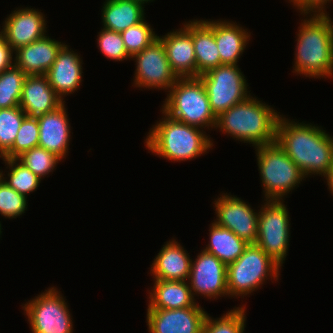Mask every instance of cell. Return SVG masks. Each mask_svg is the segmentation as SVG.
Instances as JSON below:
<instances>
[{
	"label": "cell",
	"mask_w": 333,
	"mask_h": 333,
	"mask_svg": "<svg viewBox=\"0 0 333 333\" xmlns=\"http://www.w3.org/2000/svg\"><path fill=\"white\" fill-rule=\"evenodd\" d=\"M188 280L193 297L196 294L208 299L228 296L227 265L204 250L192 260Z\"/></svg>",
	"instance_id": "cell-13"
},
{
	"label": "cell",
	"mask_w": 333,
	"mask_h": 333,
	"mask_svg": "<svg viewBox=\"0 0 333 333\" xmlns=\"http://www.w3.org/2000/svg\"><path fill=\"white\" fill-rule=\"evenodd\" d=\"M310 16L302 19L297 33L293 71L309 78H327L333 75V22L327 12Z\"/></svg>",
	"instance_id": "cell-2"
},
{
	"label": "cell",
	"mask_w": 333,
	"mask_h": 333,
	"mask_svg": "<svg viewBox=\"0 0 333 333\" xmlns=\"http://www.w3.org/2000/svg\"><path fill=\"white\" fill-rule=\"evenodd\" d=\"M216 220L220 227L227 228L248 244L256 243L258 237V212L241 198L222 194L215 199Z\"/></svg>",
	"instance_id": "cell-12"
},
{
	"label": "cell",
	"mask_w": 333,
	"mask_h": 333,
	"mask_svg": "<svg viewBox=\"0 0 333 333\" xmlns=\"http://www.w3.org/2000/svg\"><path fill=\"white\" fill-rule=\"evenodd\" d=\"M121 35L127 53L131 57L141 52L158 37L145 19L137 25L122 31Z\"/></svg>",
	"instance_id": "cell-33"
},
{
	"label": "cell",
	"mask_w": 333,
	"mask_h": 333,
	"mask_svg": "<svg viewBox=\"0 0 333 333\" xmlns=\"http://www.w3.org/2000/svg\"><path fill=\"white\" fill-rule=\"evenodd\" d=\"M186 251L175 239L163 245L151 265L150 273L154 280H188L192 259Z\"/></svg>",
	"instance_id": "cell-21"
},
{
	"label": "cell",
	"mask_w": 333,
	"mask_h": 333,
	"mask_svg": "<svg viewBox=\"0 0 333 333\" xmlns=\"http://www.w3.org/2000/svg\"><path fill=\"white\" fill-rule=\"evenodd\" d=\"M9 167L8 178L2 179L15 191L27 198V194L38 189L41 179L16 158H2ZM7 179V180H6Z\"/></svg>",
	"instance_id": "cell-28"
},
{
	"label": "cell",
	"mask_w": 333,
	"mask_h": 333,
	"mask_svg": "<svg viewBox=\"0 0 333 333\" xmlns=\"http://www.w3.org/2000/svg\"><path fill=\"white\" fill-rule=\"evenodd\" d=\"M149 294L147 309H178L197 305L186 281L155 280Z\"/></svg>",
	"instance_id": "cell-24"
},
{
	"label": "cell",
	"mask_w": 333,
	"mask_h": 333,
	"mask_svg": "<svg viewBox=\"0 0 333 333\" xmlns=\"http://www.w3.org/2000/svg\"><path fill=\"white\" fill-rule=\"evenodd\" d=\"M162 110L178 121L190 126L209 129L216 126L208 94L200 77H179L171 87Z\"/></svg>",
	"instance_id": "cell-5"
},
{
	"label": "cell",
	"mask_w": 333,
	"mask_h": 333,
	"mask_svg": "<svg viewBox=\"0 0 333 333\" xmlns=\"http://www.w3.org/2000/svg\"><path fill=\"white\" fill-rule=\"evenodd\" d=\"M206 88L212 112L218 117L250 96L248 83L238 65L222 64L199 76Z\"/></svg>",
	"instance_id": "cell-9"
},
{
	"label": "cell",
	"mask_w": 333,
	"mask_h": 333,
	"mask_svg": "<svg viewBox=\"0 0 333 333\" xmlns=\"http://www.w3.org/2000/svg\"><path fill=\"white\" fill-rule=\"evenodd\" d=\"M292 2L297 9L300 10V13L307 15L313 12L316 15H324L326 13L325 5L327 2L332 0H289Z\"/></svg>",
	"instance_id": "cell-36"
},
{
	"label": "cell",
	"mask_w": 333,
	"mask_h": 333,
	"mask_svg": "<svg viewBox=\"0 0 333 333\" xmlns=\"http://www.w3.org/2000/svg\"><path fill=\"white\" fill-rule=\"evenodd\" d=\"M27 210V198L13 188L3 179L0 181V214L5 218L19 217Z\"/></svg>",
	"instance_id": "cell-34"
},
{
	"label": "cell",
	"mask_w": 333,
	"mask_h": 333,
	"mask_svg": "<svg viewBox=\"0 0 333 333\" xmlns=\"http://www.w3.org/2000/svg\"><path fill=\"white\" fill-rule=\"evenodd\" d=\"M26 77L27 75L15 64L0 73V109L20 105Z\"/></svg>",
	"instance_id": "cell-27"
},
{
	"label": "cell",
	"mask_w": 333,
	"mask_h": 333,
	"mask_svg": "<svg viewBox=\"0 0 333 333\" xmlns=\"http://www.w3.org/2000/svg\"><path fill=\"white\" fill-rule=\"evenodd\" d=\"M279 114L251 95L217 117L215 128L236 140L259 147L276 141Z\"/></svg>",
	"instance_id": "cell-3"
},
{
	"label": "cell",
	"mask_w": 333,
	"mask_h": 333,
	"mask_svg": "<svg viewBox=\"0 0 333 333\" xmlns=\"http://www.w3.org/2000/svg\"><path fill=\"white\" fill-rule=\"evenodd\" d=\"M134 1H137V2H140L141 4H145V2L147 3V2H152L153 0H134Z\"/></svg>",
	"instance_id": "cell-39"
},
{
	"label": "cell",
	"mask_w": 333,
	"mask_h": 333,
	"mask_svg": "<svg viewBox=\"0 0 333 333\" xmlns=\"http://www.w3.org/2000/svg\"><path fill=\"white\" fill-rule=\"evenodd\" d=\"M68 305L55 287L45 290L23 306L32 333H72Z\"/></svg>",
	"instance_id": "cell-10"
},
{
	"label": "cell",
	"mask_w": 333,
	"mask_h": 333,
	"mask_svg": "<svg viewBox=\"0 0 333 333\" xmlns=\"http://www.w3.org/2000/svg\"><path fill=\"white\" fill-rule=\"evenodd\" d=\"M192 41L196 57V77L221 65L214 38V20H193Z\"/></svg>",
	"instance_id": "cell-22"
},
{
	"label": "cell",
	"mask_w": 333,
	"mask_h": 333,
	"mask_svg": "<svg viewBox=\"0 0 333 333\" xmlns=\"http://www.w3.org/2000/svg\"><path fill=\"white\" fill-rule=\"evenodd\" d=\"M164 114L147 134L145 145L155 155L168 161H186L201 156L213 147L206 132ZM205 133V134H204Z\"/></svg>",
	"instance_id": "cell-4"
},
{
	"label": "cell",
	"mask_w": 333,
	"mask_h": 333,
	"mask_svg": "<svg viewBox=\"0 0 333 333\" xmlns=\"http://www.w3.org/2000/svg\"><path fill=\"white\" fill-rule=\"evenodd\" d=\"M250 34L237 23L214 21V38L221 58V65H237L250 40ZM249 39V40H248Z\"/></svg>",
	"instance_id": "cell-23"
},
{
	"label": "cell",
	"mask_w": 333,
	"mask_h": 333,
	"mask_svg": "<svg viewBox=\"0 0 333 333\" xmlns=\"http://www.w3.org/2000/svg\"><path fill=\"white\" fill-rule=\"evenodd\" d=\"M40 179L53 172L61 158L41 147H34L16 158Z\"/></svg>",
	"instance_id": "cell-31"
},
{
	"label": "cell",
	"mask_w": 333,
	"mask_h": 333,
	"mask_svg": "<svg viewBox=\"0 0 333 333\" xmlns=\"http://www.w3.org/2000/svg\"><path fill=\"white\" fill-rule=\"evenodd\" d=\"M209 231L210 241L203 250L216 256L226 265L236 261L248 245L231 230L220 227L215 222L211 224Z\"/></svg>",
	"instance_id": "cell-26"
},
{
	"label": "cell",
	"mask_w": 333,
	"mask_h": 333,
	"mask_svg": "<svg viewBox=\"0 0 333 333\" xmlns=\"http://www.w3.org/2000/svg\"><path fill=\"white\" fill-rule=\"evenodd\" d=\"M207 313L199 306L178 309H147L150 333H203Z\"/></svg>",
	"instance_id": "cell-14"
},
{
	"label": "cell",
	"mask_w": 333,
	"mask_h": 333,
	"mask_svg": "<svg viewBox=\"0 0 333 333\" xmlns=\"http://www.w3.org/2000/svg\"><path fill=\"white\" fill-rule=\"evenodd\" d=\"M66 110L65 103H63L56 110L37 118L39 123L38 147L54 153L61 159L68 154L71 136Z\"/></svg>",
	"instance_id": "cell-18"
},
{
	"label": "cell",
	"mask_w": 333,
	"mask_h": 333,
	"mask_svg": "<svg viewBox=\"0 0 333 333\" xmlns=\"http://www.w3.org/2000/svg\"><path fill=\"white\" fill-rule=\"evenodd\" d=\"M3 176H5V174H3V171L1 170L0 171V181H1V179H2Z\"/></svg>",
	"instance_id": "cell-40"
},
{
	"label": "cell",
	"mask_w": 333,
	"mask_h": 333,
	"mask_svg": "<svg viewBox=\"0 0 333 333\" xmlns=\"http://www.w3.org/2000/svg\"><path fill=\"white\" fill-rule=\"evenodd\" d=\"M63 45L45 35L14 51V64L26 75H46Z\"/></svg>",
	"instance_id": "cell-20"
},
{
	"label": "cell",
	"mask_w": 333,
	"mask_h": 333,
	"mask_svg": "<svg viewBox=\"0 0 333 333\" xmlns=\"http://www.w3.org/2000/svg\"><path fill=\"white\" fill-rule=\"evenodd\" d=\"M325 180H327L328 189L333 194V164L331 165L328 174L325 176Z\"/></svg>",
	"instance_id": "cell-38"
},
{
	"label": "cell",
	"mask_w": 333,
	"mask_h": 333,
	"mask_svg": "<svg viewBox=\"0 0 333 333\" xmlns=\"http://www.w3.org/2000/svg\"><path fill=\"white\" fill-rule=\"evenodd\" d=\"M64 44L46 76L56 95L63 101L66 94H73L82 82V60Z\"/></svg>",
	"instance_id": "cell-17"
},
{
	"label": "cell",
	"mask_w": 333,
	"mask_h": 333,
	"mask_svg": "<svg viewBox=\"0 0 333 333\" xmlns=\"http://www.w3.org/2000/svg\"><path fill=\"white\" fill-rule=\"evenodd\" d=\"M103 28L121 33L144 20V5L134 0H106L102 6Z\"/></svg>",
	"instance_id": "cell-25"
},
{
	"label": "cell",
	"mask_w": 333,
	"mask_h": 333,
	"mask_svg": "<svg viewBox=\"0 0 333 333\" xmlns=\"http://www.w3.org/2000/svg\"><path fill=\"white\" fill-rule=\"evenodd\" d=\"M313 124L298 123L279 116L276 142L304 176H326L333 164V137Z\"/></svg>",
	"instance_id": "cell-1"
},
{
	"label": "cell",
	"mask_w": 333,
	"mask_h": 333,
	"mask_svg": "<svg viewBox=\"0 0 333 333\" xmlns=\"http://www.w3.org/2000/svg\"><path fill=\"white\" fill-rule=\"evenodd\" d=\"M184 27L158 36L163 42L167 59L178 77H196V57L192 41V21Z\"/></svg>",
	"instance_id": "cell-16"
},
{
	"label": "cell",
	"mask_w": 333,
	"mask_h": 333,
	"mask_svg": "<svg viewBox=\"0 0 333 333\" xmlns=\"http://www.w3.org/2000/svg\"><path fill=\"white\" fill-rule=\"evenodd\" d=\"M258 216L256 244L282 266L289 246V213L284 200H264Z\"/></svg>",
	"instance_id": "cell-8"
},
{
	"label": "cell",
	"mask_w": 333,
	"mask_h": 333,
	"mask_svg": "<svg viewBox=\"0 0 333 333\" xmlns=\"http://www.w3.org/2000/svg\"><path fill=\"white\" fill-rule=\"evenodd\" d=\"M45 15L33 8L14 10L4 22L1 30L13 51L46 35Z\"/></svg>",
	"instance_id": "cell-15"
},
{
	"label": "cell",
	"mask_w": 333,
	"mask_h": 333,
	"mask_svg": "<svg viewBox=\"0 0 333 333\" xmlns=\"http://www.w3.org/2000/svg\"><path fill=\"white\" fill-rule=\"evenodd\" d=\"M246 307H234L218 319L207 314L203 333H244L246 327Z\"/></svg>",
	"instance_id": "cell-30"
},
{
	"label": "cell",
	"mask_w": 333,
	"mask_h": 333,
	"mask_svg": "<svg viewBox=\"0 0 333 333\" xmlns=\"http://www.w3.org/2000/svg\"><path fill=\"white\" fill-rule=\"evenodd\" d=\"M98 35V47L106 58L123 61L131 58L125 48L122 35L119 32L102 28Z\"/></svg>",
	"instance_id": "cell-35"
},
{
	"label": "cell",
	"mask_w": 333,
	"mask_h": 333,
	"mask_svg": "<svg viewBox=\"0 0 333 333\" xmlns=\"http://www.w3.org/2000/svg\"><path fill=\"white\" fill-rule=\"evenodd\" d=\"M27 115L20 108L0 109V157L2 158L13 146L23 119Z\"/></svg>",
	"instance_id": "cell-29"
},
{
	"label": "cell",
	"mask_w": 333,
	"mask_h": 333,
	"mask_svg": "<svg viewBox=\"0 0 333 333\" xmlns=\"http://www.w3.org/2000/svg\"><path fill=\"white\" fill-rule=\"evenodd\" d=\"M64 102L50 86L46 75H27L19 105L27 116L38 118L56 110Z\"/></svg>",
	"instance_id": "cell-19"
},
{
	"label": "cell",
	"mask_w": 333,
	"mask_h": 333,
	"mask_svg": "<svg viewBox=\"0 0 333 333\" xmlns=\"http://www.w3.org/2000/svg\"><path fill=\"white\" fill-rule=\"evenodd\" d=\"M131 58L136 59L134 74L136 88H161L169 92L179 78L169 64L165 46L159 37Z\"/></svg>",
	"instance_id": "cell-11"
},
{
	"label": "cell",
	"mask_w": 333,
	"mask_h": 333,
	"mask_svg": "<svg viewBox=\"0 0 333 333\" xmlns=\"http://www.w3.org/2000/svg\"><path fill=\"white\" fill-rule=\"evenodd\" d=\"M280 267L256 243L248 244L243 254L227 265L228 296L244 298L270 279L268 276L278 280Z\"/></svg>",
	"instance_id": "cell-7"
},
{
	"label": "cell",
	"mask_w": 333,
	"mask_h": 333,
	"mask_svg": "<svg viewBox=\"0 0 333 333\" xmlns=\"http://www.w3.org/2000/svg\"><path fill=\"white\" fill-rule=\"evenodd\" d=\"M39 144V123L37 118L26 116L14 140L12 148L2 158H17Z\"/></svg>",
	"instance_id": "cell-32"
},
{
	"label": "cell",
	"mask_w": 333,
	"mask_h": 333,
	"mask_svg": "<svg viewBox=\"0 0 333 333\" xmlns=\"http://www.w3.org/2000/svg\"><path fill=\"white\" fill-rule=\"evenodd\" d=\"M255 149L265 200L282 201L304 180V174L276 141Z\"/></svg>",
	"instance_id": "cell-6"
},
{
	"label": "cell",
	"mask_w": 333,
	"mask_h": 333,
	"mask_svg": "<svg viewBox=\"0 0 333 333\" xmlns=\"http://www.w3.org/2000/svg\"><path fill=\"white\" fill-rule=\"evenodd\" d=\"M1 230H2V228H1V222H0V235H1V233H2V231H1Z\"/></svg>",
	"instance_id": "cell-41"
},
{
	"label": "cell",
	"mask_w": 333,
	"mask_h": 333,
	"mask_svg": "<svg viewBox=\"0 0 333 333\" xmlns=\"http://www.w3.org/2000/svg\"><path fill=\"white\" fill-rule=\"evenodd\" d=\"M14 51L6 42L2 31L0 32V73L10 68L14 61L12 59Z\"/></svg>",
	"instance_id": "cell-37"
}]
</instances>
